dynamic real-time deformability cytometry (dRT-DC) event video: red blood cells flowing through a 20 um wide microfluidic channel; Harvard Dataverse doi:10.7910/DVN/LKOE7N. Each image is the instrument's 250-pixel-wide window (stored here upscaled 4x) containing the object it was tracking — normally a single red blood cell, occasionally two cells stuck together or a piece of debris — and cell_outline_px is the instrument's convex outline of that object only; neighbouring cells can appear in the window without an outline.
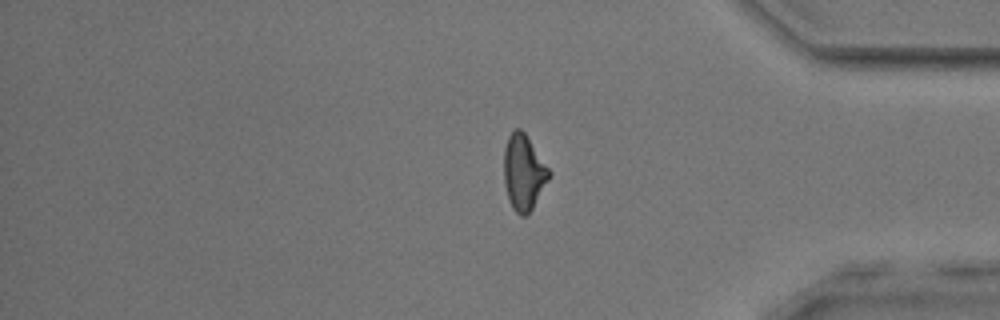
{"species": "common noctule bat (a hibernating species)", "species_latin": "Nyctalus noctula", "temperature_condition": "room temperature", "stored_images_in_passage": 42, "segment_of_instrument_passage": [2, 2], "camera_frame_rate_fps": 3000, "um_per_image_px": 0.085, "animal": {"sex": "male", "body_mass_g": 17.9, "forearm_length_mm": 54.2}, "frame": {"image": 1, "passage_image": 42, "time_ms": 13.667, "image_size_px": [1000, 320], "cell_outline_px": [[552, 172], [548, 180], [532, 208], [524, 216], [520, 216], [512, 208], [508, 200], [504, 184], [504, 148], [508, 136], [516, 128], [520, 128], [524, 132]], "centroid_in_image_um": [44.49, 14.65], "position_along_channel_um": 390.7, "area_um2": 19.77}}